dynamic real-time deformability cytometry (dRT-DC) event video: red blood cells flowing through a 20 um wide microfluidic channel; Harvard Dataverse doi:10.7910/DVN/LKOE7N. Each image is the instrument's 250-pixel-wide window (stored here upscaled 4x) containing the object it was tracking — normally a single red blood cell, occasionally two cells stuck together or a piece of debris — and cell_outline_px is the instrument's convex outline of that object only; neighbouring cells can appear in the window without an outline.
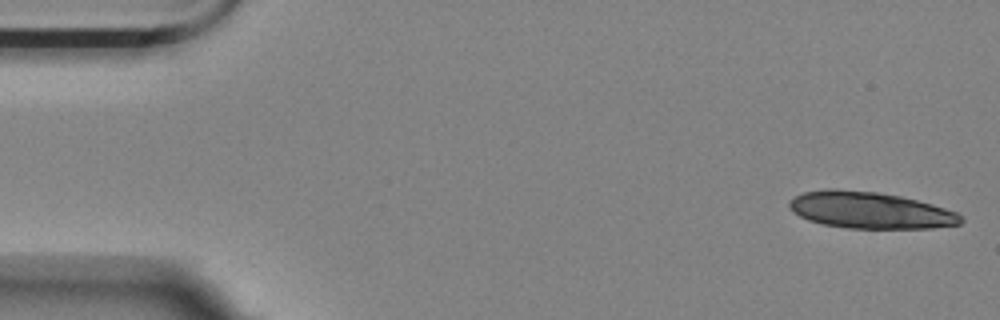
{"species": "Egyptian fruit bat (a non-hibernating species)", "species_latin": "Rousettus aegyptiacus", "temperature_condition": "room temperature", "stored_images_in_passage": 15, "camera_frame_rate_fps": 3000, "um_per_image_px": 0.085, "animal": {"sex": "female"}, "frame": {"image": 1, "passage_image": 1, "time_ms": 0.0, "image_size_px": [1000, 320], "cell_outline_px": [[964, 220], [960, 224], [932, 228], [848, 228], [824, 224], [808, 220], [792, 212], [788, 208], [788, 204], [796, 196], [804, 192], [828, 188], [836, 188], [876, 192], [900, 196], [932, 204], [956, 212], [964, 216]], "centroid_in_image_um": [73.96, 17.87], "position_along_channel_um": 11.0, "area_um2": 36.59}}